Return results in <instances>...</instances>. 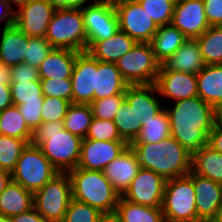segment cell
Listing matches in <instances>:
<instances>
[{"label":"cell","mask_w":222,"mask_h":222,"mask_svg":"<svg viewBox=\"0 0 222 222\" xmlns=\"http://www.w3.org/2000/svg\"><path fill=\"white\" fill-rule=\"evenodd\" d=\"M165 109L171 136L191 154L208 145V137L216 120L215 109L199 96L177 100Z\"/></svg>","instance_id":"cell-1"},{"label":"cell","mask_w":222,"mask_h":222,"mask_svg":"<svg viewBox=\"0 0 222 222\" xmlns=\"http://www.w3.org/2000/svg\"><path fill=\"white\" fill-rule=\"evenodd\" d=\"M140 167L152 170L165 180L191 172L192 154L172 136L158 143H131Z\"/></svg>","instance_id":"cell-2"},{"label":"cell","mask_w":222,"mask_h":222,"mask_svg":"<svg viewBox=\"0 0 222 222\" xmlns=\"http://www.w3.org/2000/svg\"><path fill=\"white\" fill-rule=\"evenodd\" d=\"M82 140L66 130L63 122H45L32 132L30 144L38 146L58 172H68L79 163Z\"/></svg>","instance_id":"cell-3"},{"label":"cell","mask_w":222,"mask_h":222,"mask_svg":"<svg viewBox=\"0 0 222 222\" xmlns=\"http://www.w3.org/2000/svg\"><path fill=\"white\" fill-rule=\"evenodd\" d=\"M67 173L74 199L98 209L103 214L116 211L121 196L112 187L103 171L76 167Z\"/></svg>","instance_id":"cell-4"},{"label":"cell","mask_w":222,"mask_h":222,"mask_svg":"<svg viewBox=\"0 0 222 222\" xmlns=\"http://www.w3.org/2000/svg\"><path fill=\"white\" fill-rule=\"evenodd\" d=\"M44 38L54 48L87 51V35L81 9L56 10Z\"/></svg>","instance_id":"cell-5"},{"label":"cell","mask_w":222,"mask_h":222,"mask_svg":"<svg viewBox=\"0 0 222 222\" xmlns=\"http://www.w3.org/2000/svg\"><path fill=\"white\" fill-rule=\"evenodd\" d=\"M195 196L192 171L166 180L161 205L165 222H197Z\"/></svg>","instance_id":"cell-6"},{"label":"cell","mask_w":222,"mask_h":222,"mask_svg":"<svg viewBox=\"0 0 222 222\" xmlns=\"http://www.w3.org/2000/svg\"><path fill=\"white\" fill-rule=\"evenodd\" d=\"M59 172L38 146L28 144L12 171V180L33 194Z\"/></svg>","instance_id":"cell-7"},{"label":"cell","mask_w":222,"mask_h":222,"mask_svg":"<svg viewBox=\"0 0 222 222\" xmlns=\"http://www.w3.org/2000/svg\"><path fill=\"white\" fill-rule=\"evenodd\" d=\"M72 198L70 177L59 172L33 194V207L45 220L62 222Z\"/></svg>","instance_id":"cell-8"},{"label":"cell","mask_w":222,"mask_h":222,"mask_svg":"<svg viewBox=\"0 0 222 222\" xmlns=\"http://www.w3.org/2000/svg\"><path fill=\"white\" fill-rule=\"evenodd\" d=\"M115 64L128 85L155 84L161 67L151 43H137Z\"/></svg>","instance_id":"cell-9"},{"label":"cell","mask_w":222,"mask_h":222,"mask_svg":"<svg viewBox=\"0 0 222 222\" xmlns=\"http://www.w3.org/2000/svg\"><path fill=\"white\" fill-rule=\"evenodd\" d=\"M87 44L112 37L118 30V17L113 0H94L81 8Z\"/></svg>","instance_id":"cell-10"},{"label":"cell","mask_w":222,"mask_h":222,"mask_svg":"<svg viewBox=\"0 0 222 222\" xmlns=\"http://www.w3.org/2000/svg\"><path fill=\"white\" fill-rule=\"evenodd\" d=\"M165 183L166 180L162 176L152 170L140 168L121 197L134 204L162 209Z\"/></svg>","instance_id":"cell-11"},{"label":"cell","mask_w":222,"mask_h":222,"mask_svg":"<svg viewBox=\"0 0 222 222\" xmlns=\"http://www.w3.org/2000/svg\"><path fill=\"white\" fill-rule=\"evenodd\" d=\"M119 29L137 43H150L158 26L139 3H114Z\"/></svg>","instance_id":"cell-12"},{"label":"cell","mask_w":222,"mask_h":222,"mask_svg":"<svg viewBox=\"0 0 222 222\" xmlns=\"http://www.w3.org/2000/svg\"><path fill=\"white\" fill-rule=\"evenodd\" d=\"M55 11L48 0H28L15 10L14 25L28 37H45Z\"/></svg>","instance_id":"cell-13"},{"label":"cell","mask_w":222,"mask_h":222,"mask_svg":"<svg viewBox=\"0 0 222 222\" xmlns=\"http://www.w3.org/2000/svg\"><path fill=\"white\" fill-rule=\"evenodd\" d=\"M95 72H97V59L88 51L79 52L70 77L72 103L90 104L94 100Z\"/></svg>","instance_id":"cell-14"},{"label":"cell","mask_w":222,"mask_h":222,"mask_svg":"<svg viewBox=\"0 0 222 222\" xmlns=\"http://www.w3.org/2000/svg\"><path fill=\"white\" fill-rule=\"evenodd\" d=\"M171 25L188 39H197L209 27L203 0H180L175 3Z\"/></svg>","instance_id":"cell-15"},{"label":"cell","mask_w":222,"mask_h":222,"mask_svg":"<svg viewBox=\"0 0 222 222\" xmlns=\"http://www.w3.org/2000/svg\"><path fill=\"white\" fill-rule=\"evenodd\" d=\"M128 146L125 141L83 139L78 168L103 171Z\"/></svg>","instance_id":"cell-16"},{"label":"cell","mask_w":222,"mask_h":222,"mask_svg":"<svg viewBox=\"0 0 222 222\" xmlns=\"http://www.w3.org/2000/svg\"><path fill=\"white\" fill-rule=\"evenodd\" d=\"M155 85L159 96L174 101L198 96L197 76L195 74L160 70Z\"/></svg>","instance_id":"cell-17"},{"label":"cell","mask_w":222,"mask_h":222,"mask_svg":"<svg viewBox=\"0 0 222 222\" xmlns=\"http://www.w3.org/2000/svg\"><path fill=\"white\" fill-rule=\"evenodd\" d=\"M195 189L197 222H210L222 204V184L192 172Z\"/></svg>","instance_id":"cell-18"},{"label":"cell","mask_w":222,"mask_h":222,"mask_svg":"<svg viewBox=\"0 0 222 222\" xmlns=\"http://www.w3.org/2000/svg\"><path fill=\"white\" fill-rule=\"evenodd\" d=\"M140 163L134 150L128 145L124 151L103 170L112 187L122 196L137 176Z\"/></svg>","instance_id":"cell-19"},{"label":"cell","mask_w":222,"mask_h":222,"mask_svg":"<svg viewBox=\"0 0 222 222\" xmlns=\"http://www.w3.org/2000/svg\"><path fill=\"white\" fill-rule=\"evenodd\" d=\"M155 95H159L155 84L129 85L126 88L125 99L131 107L135 108L139 123L142 124V120L154 118L164 109V107H161V103Z\"/></svg>","instance_id":"cell-20"},{"label":"cell","mask_w":222,"mask_h":222,"mask_svg":"<svg viewBox=\"0 0 222 222\" xmlns=\"http://www.w3.org/2000/svg\"><path fill=\"white\" fill-rule=\"evenodd\" d=\"M205 65L197 40L188 39L161 64L160 70L180 71L197 75Z\"/></svg>","instance_id":"cell-21"},{"label":"cell","mask_w":222,"mask_h":222,"mask_svg":"<svg viewBox=\"0 0 222 222\" xmlns=\"http://www.w3.org/2000/svg\"><path fill=\"white\" fill-rule=\"evenodd\" d=\"M136 44L133 38L119 29L106 40L90 41L87 44V51L98 61L116 63Z\"/></svg>","instance_id":"cell-22"},{"label":"cell","mask_w":222,"mask_h":222,"mask_svg":"<svg viewBox=\"0 0 222 222\" xmlns=\"http://www.w3.org/2000/svg\"><path fill=\"white\" fill-rule=\"evenodd\" d=\"M128 86L115 63L97 60L94 100L114 95H125Z\"/></svg>","instance_id":"cell-23"},{"label":"cell","mask_w":222,"mask_h":222,"mask_svg":"<svg viewBox=\"0 0 222 222\" xmlns=\"http://www.w3.org/2000/svg\"><path fill=\"white\" fill-rule=\"evenodd\" d=\"M78 53L70 49L53 48L38 68L39 78L60 80L70 78Z\"/></svg>","instance_id":"cell-24"},{"label":"cell","mask_w":222,"mask_h":222,"mask_svg":"<svg viewBox=\"0 0 222 222\" xmlns=\"http://www.w3.org/2000/svg\"><path fill=\"white\" fill-rule=\"evenodd\" d=\"M29 37L15 25L3 28L0 40V61L9 67L24 62Z\"/></svg>","instance_id":"cell-25"},{"label":"cell","mask_w":222,"mask_h":222,"mask_svg":"<svg viewBox=\"0 0 222 222\" xmlns=\"http://www.w3.org/2000/svg\"><path fill=\"white\" fill-rule=\"evenodd\" d=\"M196 76L198 96L216 110L222 104V64L205 65Z\"/></svg>","instance_id":"cell-26"},{"label":"cell","mask_w":222,"mask_h":222,"mask_svg":"<svg viewBox=\"0 0 222 222\" xmlns=\"http://www.w3.org/2000/svg\"><path fill=\"white\" fill-rule=\"evenodd\" d=\"M34 206L33 193L11 180L0 194V215L13 217Z\"/></svg>","instance_id":"cell-27"},{"label":"cell","mask_w":222,"mask_h":222,"mask_svg":"<svg viewBox=\"0 0 222 222\" xmlns=\"http://www.w3.org/2000/svg\"><path fill=\"white\" fill-rule=\"evenodd\" d=\"M188 38L176 27L158 26L150 42L157 61L162 64L171 57Z\"/></svg>","instance_id":"cell-28"},{"label":"cell","mask_w":222,"mask_h":222,"mask_svg":"<svg viewBox=\"0 0 222 222\" xmlns=\"http://www.w3.org/2000/svg\"><path fill=\"white\" fill-rule=\"evenodd\" d=\"M191 171L222 184V154L209 145L203 146L192 154Z\"/></svg>","instance_id":"cell-29"},{"label":"cell","mask_w":222,"mask_h":222,"mask_svg":"<svg viewBox=\"0 0 222 222\" xmlns=\"http://www.w3.org/2000/svg\"><path fill=\"white\" fill-rule=\"evenodd\" d=\"M115 212L123 222H165L162 209L134 204L122 197Z\"/></svg>","instance_id":"cell-30"},{"label":"cell","mask_w":222,"mask_h":222,"mask_svg":"<svg viewBox=\"0 0 222 222\" xmlns=\"http://www.w3.org/2000/svg\"><path fill=\"white\" fill-rule=\"evenodd\" d=\"M120 137L130 145L140 134L142 124L139 123L138 115L134 107L124 99L113 118Z\"/></svg>","instance_id":"cell-31"},{"label":"cell","mask_w":222,"mask_h":222,"mask_svg":"<svg viewBox=\"0 0 222 222\" xmlns=\"http://www.w3.org/2000/svg\"><path fill=\"white\" fill-rule=\"evenodd\" d=\"M0 134L23 139L30 144L32 131L17 106L12 105L0 111Z\"/></svg>","instance_id":"cell-32"},{"label":"cell","mask_w":222,"mask_h":222,"mask_svg":"<svg viewBox=\"0 0 222 222\" xmlns=\"http://www.w3.org/2000/svg\"><path fill=\"white\" fill-rule=\"evenodd\" d=\"M170 136V121L164 108L154 118L142 120L140 134L132 143H158Z\"/></svg>","instance_id":"cell-33"},{"label":"cell","mask_w":222,"mask_h":222,"mask_svg":"<svg viewBox=\"0 0 222 222\" xmlns=\"http://www.w3.org/2000/svg\"><path fill=\"white\" fill-rule=\"evenodd\" d=\"M196 40L206 65L222 64V26H210Z\"/></svg>","instance_id":"cell-34"},{"label":"cell","mask_w":222,"mask_h":222,"mask_svg":"<svg viewBox=\"0 0 222 222\" xmlns=\"http://www.w3.org/2000/svg\"><path fill=\"white\" fill-rule=\"evenodd\" d=\"M93 117L90 104L71 103L62 122L71 134L85 139Z\"/></svg>","instance_id":"cell-35"},{"label":"cell","mask_w":222,"mask_h":222,"mask_svg":"<svg viewBox=\"0 0 222 222\" xmlns=\"http://www.w3.org/2000/svg\"><path fill=\"white\" fill-rule=\"evenodd\" d=\"M28 144L23 139L0 134V169L12 173L20 154Z\"/></svg>","instance_id":"cell-36"},{"label":"cell","mask_w":222,"mask_h":222,"mask_svg":"<svg viewBox=\"0 0 222 222\" xmlns=\"http://www.w3.org/2000/svg\"><path fill=\"white\" fill-rule=\"evenodd\" d=\"M174 0H141L139 4L157 26L171 24Z\"/></svg>","instance_id":"cell-37"},{"label":"cell","mask_w":222,"mask_h":222,"mask_svg":"<svg viewBox=\"0 0 222 222\" xmlns=\"http://www.w3.org/2000/svg\"><path fill=\"white\" fill-rule=\"evenodd\" d=\"M11 98L13 105H22L26 101H44L40 81H19L10 83Z\"/></svg>","instance_id":"cell-38"},{"label":"cell","mask_w":222,"mask_h":222,"mask_svg":"<svg viewBox=\"0 0 222 222\" xmlns=\"http://www.w3.org/2000/svg\"><path fill=\"white\" fill-rule=\"evenodd\" d=\"M102 215L98 209L72 198L62 222H99Z\"/></svg>","instance_id":"cell-39"},{"label":"cell","mask_w":222,"mask_h":222,"mask_svg":"<svg viewBox=\"0 0 222 222\" xmlns=\"http://www.w3.org/2000/svg\"><path fill=\"white\" fill-rule=\"evenodd\" d=\"M85 139L98 141H124L118 132L113 120H104L93 117Z\"/></svg>","instance_id":"cell-40"},{"label":"cell","mask_w":222,"mask_h":222,"mask_svg":"<svg viewBox=\"0 0 222 222\" xmlns=\"http://www.w3.org/2000/svg\"><path fill=\"white\" fill-rule=\"evenodd\" d=\"M53 48L44 37H29L24 62L38 69Z\"/></svg>","instance_id":"cell-41"},{"label":"cell","mask_w":222,"mask_h":222,"mask_svg":"<svg viewBox=\"0 0 222 222\" xmlns=\"http://www.w3.org/2000/svg\"><path fill=\"white\" fill-rule=\"evenodd\" d=\"M71 102L61 98L44 97L42 105V123L62 122Z\"/></svg>","instance_id":"cell-42"},{"label":"cell","mask_w":222,"mask_h":222,"mask_svg":"<svg viewBox=\"0 0 222 222\" xmlns=\"http://www.w3.org/2000/svg\"><path fill=\"white\" fill-rule=\"evenodd\" d=\"M125 95H114L90 103L93 116L98 119L113 120Z\"/></svg>","instance_id":"cell-43"},{"label":"cell","mask_w":222,"mask_h":222,"mask_svg":"<svg viewBox=\"0 0 222 222\" xmlns=\"http://www.w3.org/2000/svg\"><path fill=\"white\" fill-rule=\"evenodd\" d=\"M44 97H54L68 100L72 103V82L67 79H40Z\"/></svg>","instance_id":"cell-44"},{"label":"cell","mask_w":222,"mask_h":222,"mask_svg":"<svg viewBox=\"0 0 222 222\" xmlns=\"http://www.w3.org/2000/svg\"><path fill=\"white\" fill-rule=\"evenodd\" d=\"M43 101H26L22 105H17L28 128L33 132L42 123Z\"/></svg>","instance_id":"cell-45"},{"label":"cell","mask_w":222,"mask_h":222,"mask_svg":"<svg viewBox=\"0 0 222 222\" xmlns=\"http://www.w3.org/2000/svg\"><path fill=\"white\" fill-rule=\"evenodd\" d=\"M19 81H40L38 69L25 62L11 67V83Z\"/></svg>","instance_id":"cell-46"},{"label":"cell","mask_w":222,"mask_h":222,"mask_svg":"<svg viewBox=\"0 0 222 222\" xmlns=\"http://www.w3.org/2000/svg\"><path fill=\"white\" fill-rule=\"evenodd\" d=\"M205 16L210 26H222V0H203Z\"/></svg>","instance_id":"cell-47"},{"label":"cell","mask_w":222,"mask_h":222,"mask_svg":"<svg viewBox=\"0 0 222 222\" xmlns=\"http://www.w3.org/2000/svg\"><path fill=\"white\" fill-rule=\"evenodd\" d=\"M208 145L222 154V124L216 120L208 137Z\"/></svg>","instance_id":"cell-48"},{"label":"cell","mask_w":222,"mask_h":222,"mask_svg":"<svg viewBox=\"0 0 222 222\" xmlns=\"http://www.w3.org/2000/svg\"><path fill=\"white\" fill-rule=\"evenodd\" d=\"M6 20L3 28L14 25L15 10L5 0H0V22Z\"/></svg>","instance_id":"cell-49"},{"label":"cell","mask_w":222,"mask_h":222,"mask_svg":"<svg viewBox=\"0 0 222 222\" xmlns=\"http://www.w3.org/2000/svg\"><path fill=\"white\" fill-rule=\"evenodd\" d=\"M10 219L11 222H51L45 220L34 207L28 211L13 216Z\"/></svg>","instance_id":"cell-50"},{"label":"cell","mask_w":222,"mask_h":222,"mask_svg":"<svg viewBox=\"0 0 222 222\" xmlns=\"http://www.w3.org/2000/svg\"><path fill=\"white\" fill-rule=\"evenodd\" d=\"M56 10L84 7L89 0H48Z\"/></svg>","instance_id":"cell-51"},{"label":"cell","mask_w":222,"mask_h":222,"mask_svg":"<svg viewBox=\"0 0 222 222\" xmlns=\"http://www.w3.org/2000/svg\"><path fill=\"white\" fill-rule=\"evenodd\" d=\"M12 105L10 84L0 82V111Z\"/></svg>","instance_id":"cell-52"},{"label":"cell","mask_w":222,"mask_h":222,"mask_svg":"<svg viewBox=\"0 0 222 222\" xmlns=\"http://www.w3.org/2000/svg\"><path fill=\"white\" fill-rule=\"evenodd\" d=\"M0 82L3 84L11 83V67L0 61Z\"/></svg>","instance_id":"cell-53"},{"label":"cell","mask_w":222,"mask_h":222,"mask_svg":"<svg viewBox=\"0 0 222 222\" xmlns=\"http://www.w3.org/2000/svg\"><path fill=\"white\" fill-rule=\"evenodd\" d=\"M11 180V173L6 170L0 169V194L5 190Z\"/></svg>","instance_id":"cell-54"},{"label":"cell","mask_w":222,"mask_h":222,"mask_svg":"<svg viewBox=\"0 0 222 222\" xmlns=\"http://www.w3.org/2000/svg\"><path fill=\"white\" fill-rule=\"evenodd\" d=\"M99 222H123L116 212L103 214Z\"/></svg>","instance_id":"cell-55"},{"label":"cell","mask_w":222,"mask_h":222,"mask_svg":"<svg viewBox=\"0 0 222 222\" xmlns=\"http://www.w3.org/2000/svg\"><path fill=\"white\" fill-rule=\"evenodd\" d=\"M210 222H222V204L218 208L215 217Z\"/></svg>","instance_id":"cell-56"},{"label":"cell","mask_w":222,"mask_h":222,"mask_svg":"<svg viewBox=\"0 0 222 222\" xmlns=\"http://www.w3.org/2000/svg\"><path fill=\"white\" fill-rule=\"evenodd\" d=\"M10 6L11 4H15L17 8L24 5L28 0H5Z\"/></svg>","instance_id":"cell-57"},{"label":"cell","mask_w":222,"mask_h":222,"mask_svg":"<svg viewBox=\"0 0 222 222\" xmlns=\"http://www.w3.org/2000/svg\"><path fill=\"white\" fill-rule=\"evenodd\" d=\"M216 112V121L219 124H222V104L215 110Z\"/></svg>","instance_id":"cell-58"},{"label":"cell","mask_w":222,"mask_h":222,"mask_svg":"<svg viewBox=\"0 0 222 222\" xmlns=\"http://www.w3.org/2000/svg\"><path fill=\"white\" fill-rule=\"evenodd\" d=\"M141 0H113V3H128V4H134L139 3Z\"/></svg>","instance_id":"cell-59"},{"label":"cell","mask_w":222,"mask_h":222,"mask_svg":"<svg viewBox=\"0 0 222 222\" xmlns=\"http://www.w3.org/2000/svg\"><path fill=\"white\" fill-rule=\"evenodd\" d=\"M0 222H11V219L9 217L0 215Z\"/></svg>","instance_id":"cell-60"}]
</instances>
